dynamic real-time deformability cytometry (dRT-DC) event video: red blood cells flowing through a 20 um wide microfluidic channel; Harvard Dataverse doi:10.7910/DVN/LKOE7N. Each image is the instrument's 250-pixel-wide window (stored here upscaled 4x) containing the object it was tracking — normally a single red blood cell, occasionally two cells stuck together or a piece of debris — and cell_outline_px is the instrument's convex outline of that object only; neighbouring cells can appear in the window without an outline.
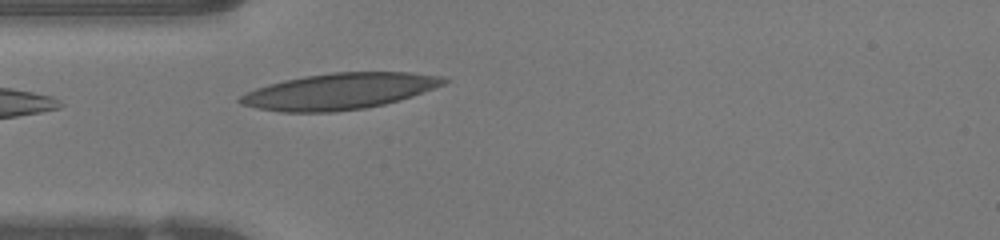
{"species": "human", "species_latin": "Homo sapiens", "temperature_condition": "warm", "stored_images_in_passage": 35, "camera_frame_rate_fps": 3000, "um_per_image_px": 0.085, "donor": {"sex": "female"}, "frame": {"image": 1, "passage_image": 1, "time_ms": 0.0, "image_size_px": [1000, 240], "cell_outline_px": [[448, 80], [444, 84], [412, 96], [400, 100], [384, 104], [364, 108], [336, 112], [280, 112], [240, 104], [236, 100], [244, 92], [268, 84], [284, 80], [304, 76], [332, 72], [412, 72], [444, 76]], "centroid_in_image_um": [28.84, 7.75], "position_along_channel_um": 56.2, "area_um2": 43.0}}
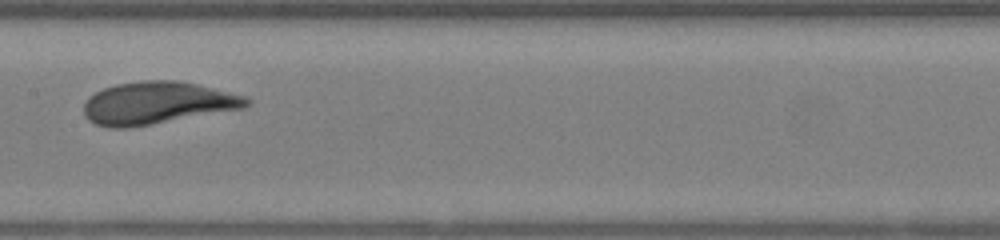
{"frame": {"image": 2, "passage_image": 11, "time_ms": 3.333, "image_size_px": [1000, 240], "cell_outline_px": [[252, 104], [244, 108], [128, 128], [108, 128], [96, 124], [88, 120], [84, 116], [84, 104], [88, 96], [104, 88], [116, 84], [140, 80], [176, 80], [196, 84], [244, 96], [252, 100]], "centroid_in_image_um": [13.34, 8.75], "position_along_channel_um": 194.1, "area_um2": 40.17}}
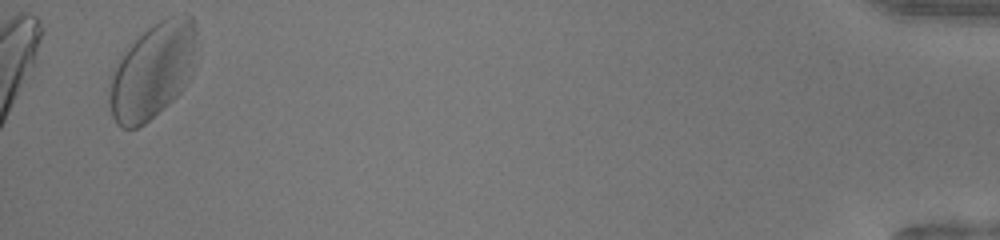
{"frame": {"image": 3, "passage_image": 34, "time_ms": 11.0, "image_size_px": [1000, 240], "cell_outline_px": [[196, 32], [188, 80], [184, 88], [168, 104], [144, 124], [136, 128], [120, 128], [116, 124], [112, 116], [108, 104], [108, 76], [120, 56], [148, 28], [160, 20], [168, 16], [192, 16], [196, 28]], "centroid_in_image_um": [12.88, 6.07], "position_along_channel_um": 422.3, "area_um2": 48.15}, "authors_computed_cell_mechanics": {"area_um2": 40.5178, "velocity_mm_per_s": 4.1899, "shape_relaxation_time_tau1_ms": 2.5559, "shape_relaxation_time_tau2_ms": 0.8472, "deformation_change_tau1": 0.1458, "deformation_change_tau2": 0.0658}}